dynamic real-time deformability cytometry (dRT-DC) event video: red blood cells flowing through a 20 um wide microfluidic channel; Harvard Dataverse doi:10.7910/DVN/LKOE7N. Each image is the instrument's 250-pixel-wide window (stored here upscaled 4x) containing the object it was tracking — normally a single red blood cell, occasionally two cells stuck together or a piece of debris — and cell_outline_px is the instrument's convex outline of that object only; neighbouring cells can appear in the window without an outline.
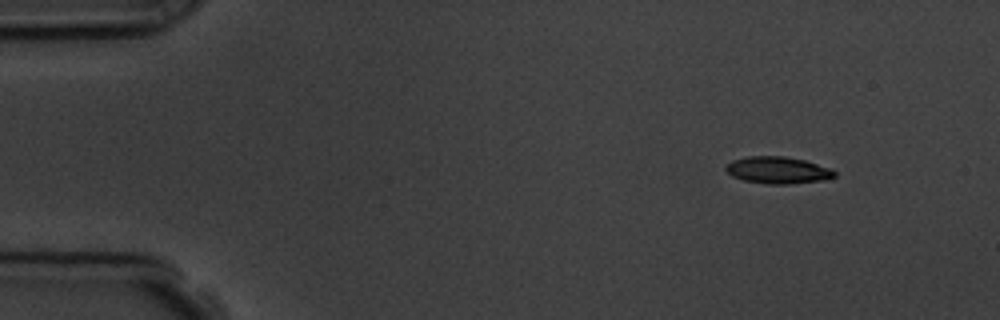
{"species": "common noctule bat (a hibernating species)", "species_latin": "Nyctalus noctula", "temperature_condition": "room temperature", "stored_images_in_passage": 3, "camera_frame_rate_fps": 3000, "um_per_image_px": 0.085, "animal": {"sex": "male", "body_mass_g": 19.5, "forearm_length_mm": 54.6}, "frame": {"image": 1, "passage_image": 1, "time_ms": 0.0, "image_size_px": [1000, 320], "cell_outline_px": [[836, 176], [824, 180], [788, 184], [768, 184], [744, 180], [732, 176], [724, 168], [724, 164], [732, 160], [748, 156], [784, 156], [804, 160], [832, 168], [836, 172]], "centroid_in_image_um": [66.11, 14.46], "position_along_channel_um": 18.9, "area_um2": 17.17}}